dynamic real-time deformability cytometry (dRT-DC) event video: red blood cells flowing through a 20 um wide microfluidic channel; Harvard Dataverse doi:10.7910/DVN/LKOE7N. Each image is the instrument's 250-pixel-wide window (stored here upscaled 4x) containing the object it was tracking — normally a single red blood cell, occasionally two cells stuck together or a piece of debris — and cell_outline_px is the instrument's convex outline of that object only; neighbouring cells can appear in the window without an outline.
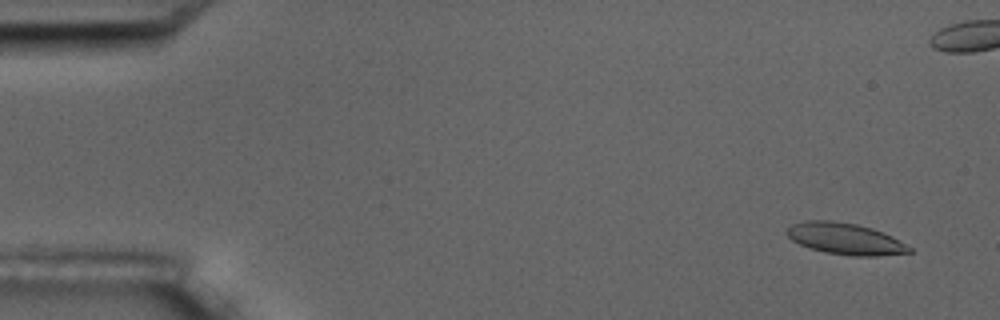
{"species": "common noctule bat (a hibernating species)", "species_latin": "Nyctalus noctula", "temperature_condition": "room temperature", "stored_images_in_passage": 6, "camera_frame_rate_fps": 3000, "um_per_image_px": 0.085, "animal": {"sex": "male", "body_mass_g": 17.5, "forearm_length_mm": 52.3}, "frame": {"image": 1, "passage_image": 2, "time_ms": 1.0, "image_size_px": [1000, 320], "cell_outline_px": [[912, 252], [876, 256], [852, 256], [824, 252], [808, 248], [792, 240], [784, 232], [792, 224], [804, 220], [832, 220], [856, 224], [872, 228], [892, 236], [912, 248]], "centroid_in_image_um": [71.81, 20.29], "position_along_channel_um": 13.2, "area_um2": 22.54}}